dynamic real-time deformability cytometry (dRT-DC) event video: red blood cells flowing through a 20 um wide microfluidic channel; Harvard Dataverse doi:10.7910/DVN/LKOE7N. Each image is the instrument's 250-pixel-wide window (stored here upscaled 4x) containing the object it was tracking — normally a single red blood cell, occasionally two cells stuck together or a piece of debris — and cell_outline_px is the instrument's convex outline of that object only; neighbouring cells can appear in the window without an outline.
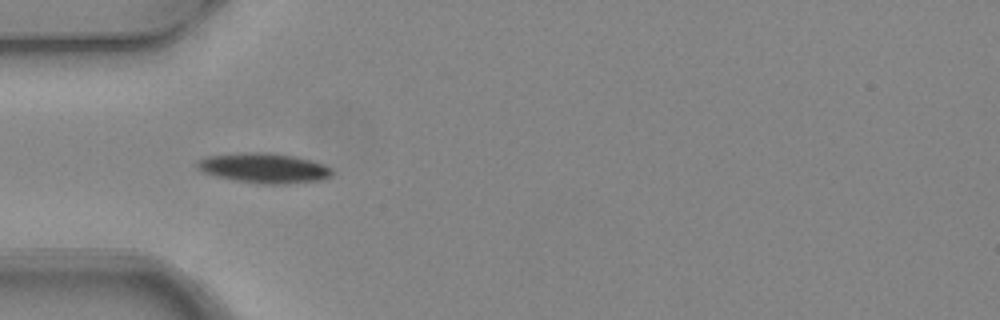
{"species": "common noctule bat (a hibernating species)", "species_latin": "Nyctalus noctula", "temperature_condition": "warm", "stored_images_in_passage": 3, "camera_frame_rate_fps": 3000, "um_per_image_px": 0.085, "animal": {"sex": "female", "body_mass_g": 24.6, "forearm_length_mm": 56.2}, "frame": {"image": 1, "passage_image": 1, "time_ms": 0.0, "image_size_px": [1000, 320], "cell_outline_px": [[332, 176], [320, 180], [288, 184], [264, 184], [236, 180], [216, 176], [204, 172], [196, 168], [196, 160], [204, 156], [236, 152], [268, 152], [296, 156], [324, 164], [332, 168]], "centroid_in_image_um": [22.41, 14.27], "position_along_channel_um": 62.6, "area_um2": 23.87}}
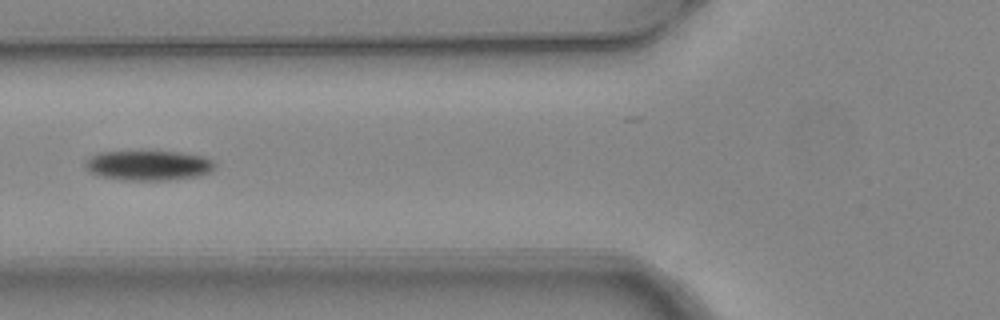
{"frame": {"image": 2, "passage_image": 2, "time_ms": 0.333, "image_size_px": [1000, 320], "cell_outline_px": [[216, 168], [200, 176], [168, 180], [124, 180], [96, 176], [88, 172], [84, 168], [84, 160], [100, 152], [180, 152], [200, 156], [212, 160], [216, 164]], "centroid_in_image_um": [12.57, 14.08], "position_along_channel_um": 113.2, "area_um2": 22.72}}
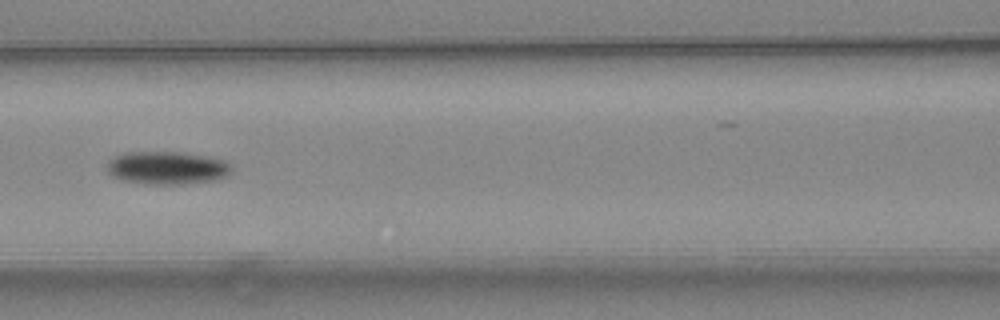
{"frame": {"image": 3, "passage_image": 3, "time_ms": 0.667, "image_size_px": [1000, 320], "cell_outline_px": [[232, 172], [224, 176], [212, 180], [184, 184], [144, 184], [124, 180], [112, 176], [108, 172], [108, 160], [124, 152], [180, 152], [228, 160], [232, 164]], "centroid_in_image_um": [14.22, 14.26], "position_along_channel_um": 152.4, "area_um2": 23.93}}